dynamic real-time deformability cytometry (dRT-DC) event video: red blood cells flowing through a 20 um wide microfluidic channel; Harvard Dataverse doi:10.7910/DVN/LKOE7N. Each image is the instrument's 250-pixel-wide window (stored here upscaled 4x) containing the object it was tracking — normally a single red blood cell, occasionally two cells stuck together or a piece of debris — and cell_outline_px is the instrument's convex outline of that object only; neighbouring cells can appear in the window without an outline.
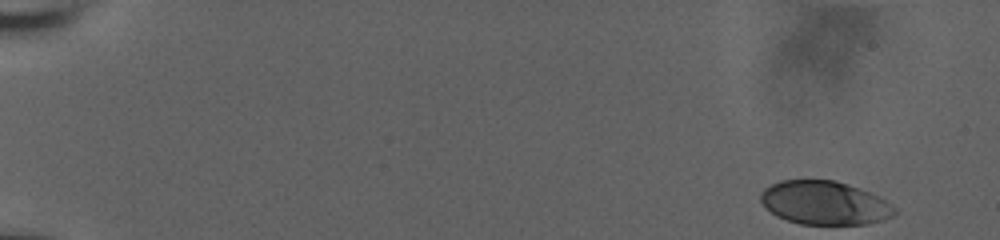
{"species": "human", "species_latin": "Homo sapiens", "temperature_condition": "room temperature", "stored_images_in_passage": 10, "camera_frame_rate_fps": 3000, "um_per_image_px": 0.085, "donor": {"sex": "male"}, "frame": {"image": 1, "passage_image": 1, "time_ms": 0.0, "image_size_px": [1000, 240], "cell_outline_px": [[896, 212], [892, 216], [868, 224], [800, 224], [776, 216], [760, 200], [760, 192], [764, 188], [780, 180], [836, 180], [848, 184], [880, 196], [892, 204], [896, 208]], "centroid_in_image_um": [70.1, 17.24], "position_along_channel_um": 14.9, "area_um2": 33.99}}